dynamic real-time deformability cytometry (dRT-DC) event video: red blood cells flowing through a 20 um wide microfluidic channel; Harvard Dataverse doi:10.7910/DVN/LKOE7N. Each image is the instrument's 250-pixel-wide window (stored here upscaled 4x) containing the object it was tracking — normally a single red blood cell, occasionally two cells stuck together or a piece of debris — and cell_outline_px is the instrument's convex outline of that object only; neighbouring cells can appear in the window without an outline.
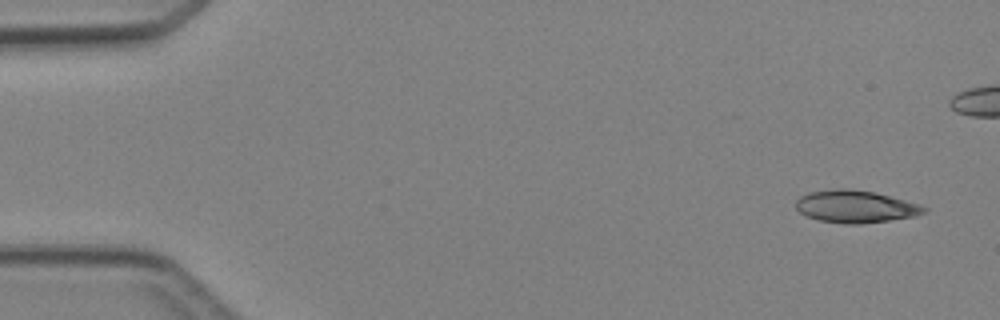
{"species": "Egyptian fruit bat (a non-hibernating species)", "species_latin": "Rousettus aegyptiacus", "temperature_condition": "cold", "stored_images_in_passage": 5, "camera_frame_rate_fps": 3000, "um_per_image_px": 0.085, "animal": {"sex": "female"}, "frame": {"image": 1, "passage_image": 5, "time_ms": 5.333, "image_size_px": [1000, 320], "cell_outline_px": [[928, 208], [924, 212], [916, 216], [860, 224], [844, 224], [820, 220], [808, 216], [800, 212], [796, 208], [796, 200], [800, 196], [808, 192], [844, 188], [848, 188], [872, 192], [920, 204]], "centroid_in_image_um": [72.7, 17.56], "position_along_channel_um": 12.3, "area_um2": 23.87}}